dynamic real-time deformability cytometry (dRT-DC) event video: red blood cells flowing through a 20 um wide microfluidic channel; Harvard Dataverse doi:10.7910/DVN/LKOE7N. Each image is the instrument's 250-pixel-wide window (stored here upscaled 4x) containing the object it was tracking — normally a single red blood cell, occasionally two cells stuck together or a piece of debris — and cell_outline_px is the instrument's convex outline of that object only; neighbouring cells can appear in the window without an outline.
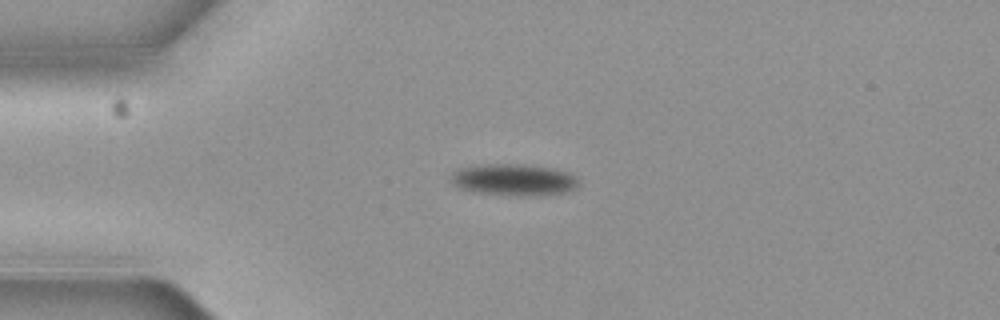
{"species": "common noctule bat (a hibernating species)", "species_latin": "Nyctalus noctula", "temperature_condition": "cold", "stored_images_in_passage": 5, "camera_frame_rate_fps": 3000, "um_per_image_px": 0.085, "animal": {"sex": "female", "body_mass_g": 19.3, "forearm_length_mm": 54.1}, "frame": {"image": 1, "passage_image": 4, "time_ms": 1.0, "image_size_px": [1000, 320], "cell_outline_px": [[580, 184], [576, 188], [564, 192], [524, 196], [516, 196], [476, 192], [460, 188], [452, 184], [448, 176], [456, 168], [488, 164], [524, 164], [552, 168], [568, 172]], "centroid_in_image_um": [43.6, 15.27], "position_along_channel_um": 41.4, "area_um2": 23.58}}